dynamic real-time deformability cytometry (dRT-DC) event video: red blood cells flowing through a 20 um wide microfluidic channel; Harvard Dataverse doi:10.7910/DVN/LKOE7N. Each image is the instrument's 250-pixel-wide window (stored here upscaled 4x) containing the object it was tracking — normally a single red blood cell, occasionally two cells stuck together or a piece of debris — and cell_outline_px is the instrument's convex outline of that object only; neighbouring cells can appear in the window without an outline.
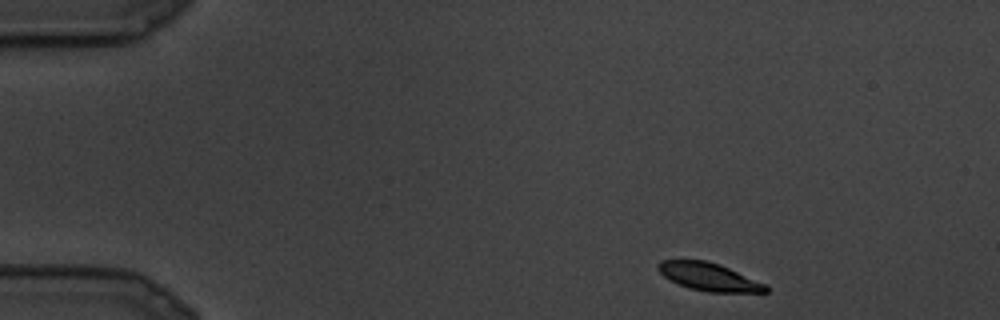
{"species": "common noctule bat (a hibernating species)", "species_latin": "Nyctalus noctula", "temperature_condition": "cold", "stored_images_in_passage": 7, "camera_frame_rate_fps": 3000, "um_per_image_px": 0.085, "animal": {"sex": "male", "body_mass_g": 19.5, "forearm_length_mm": 54.6}, "frame": {"image": 1, "passage_image": 1, "time_ms": 0.0, "image_size_px": [1000, 320], "cell_outline_px": [[768, 292], [708, 292], [688, 288], [664, 276], [656, 268], [656, 264], [660, 260], [708, 260], [720, 264], [764, 284], [768, 288]], "centroid_in_image_um": [60.21, 23.52], "position_along_channel_um": 24.8, "area_um2": 17.28}}
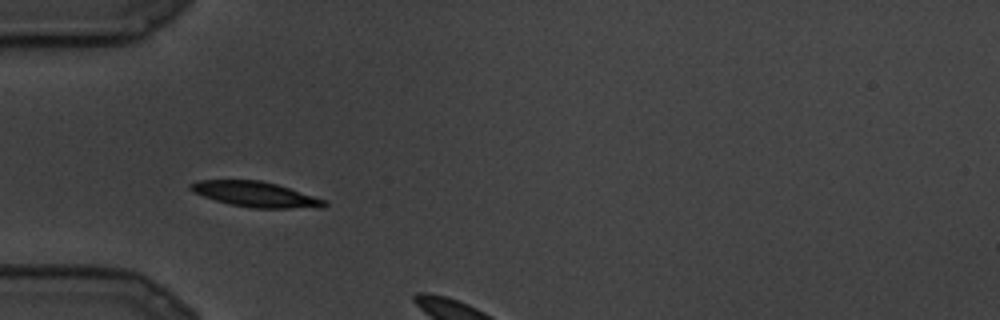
{"frame": {"image": 2, "passage_image": 6, "time_ms": 1.667, "image_size_px": [1000, 320], "cell_outline_px": [[328, 204], [324, 208], [256, 208], [232, 204], [216, 200], [192, 192], [188, 188], [188, 184], [196, 180], [260, 180], [276, 184], [328, 200]], "centroid_in_image_um": [21.75, 16.51], "position_along_channel_um": 63.3, "area_um2": 19.77}}